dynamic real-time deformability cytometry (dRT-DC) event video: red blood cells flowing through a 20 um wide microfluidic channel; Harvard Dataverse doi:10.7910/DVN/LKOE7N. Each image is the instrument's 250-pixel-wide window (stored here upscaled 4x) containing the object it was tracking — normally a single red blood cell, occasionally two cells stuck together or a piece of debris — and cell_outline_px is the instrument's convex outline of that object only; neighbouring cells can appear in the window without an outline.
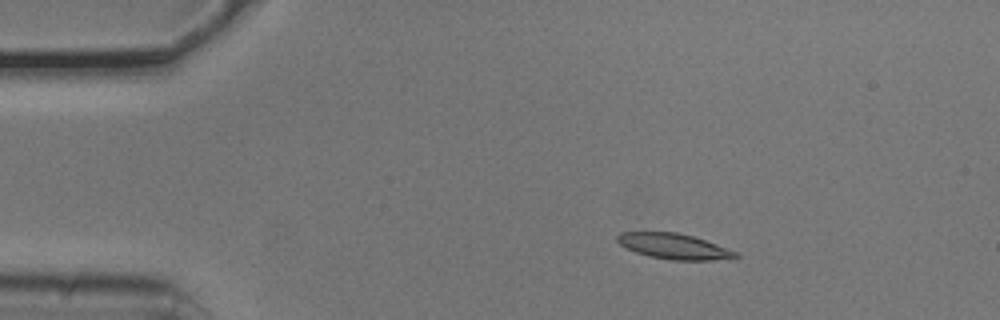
{"species": "common noctule bat (a hibernating species)", "species_latin": "Nyctalus noctula", "temperature_condition": "cold", "stored_images_in_passage": 5, "camera_frame_rate_fps": 3000, "um_per_image_px": 0.085, "animal": {"sex": "male", "body_mass_g": 20.5, "forearm_length_mm": 52.5}, "frame": {"image": 1, "passage_image": 3, "time_ms": 0.667, "image_size_px": [1000, 320], "cell_outline_px": [[740, 256], [712, 260], [672, 260], [648, 256], [636, 252], [620, 244], [616, 240], [616, 236], [620, 232], [676, 232], [692, 236], [740, 252]], "centroid_in_image_um": [57.28, 20.93], "position_along_channel_um": 27.7, "area_um2": 17.46}}
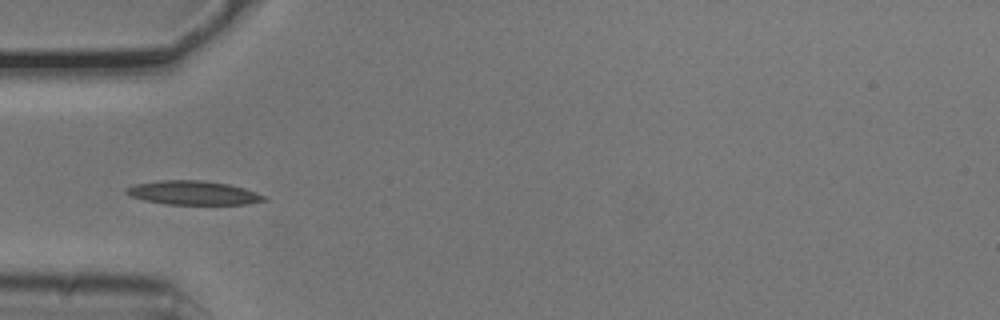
{"frame": {"image": 2, "passage_image": 5, "time_ms": 1.333, "image_size_px": [1000, 320], "cell_outline_px": [[268, 200], [244, 204], [164, 204], [144, 200], [128, 196], [124, 192], [124, 188], [136, 184], [160, 180], [204, 180], [228, 184], [244, 188], [268, 196]], "centroid_in_image_um": [16.4, 16.39], "position_along_channel_um": 68.6, "area_um2": 19.36}}